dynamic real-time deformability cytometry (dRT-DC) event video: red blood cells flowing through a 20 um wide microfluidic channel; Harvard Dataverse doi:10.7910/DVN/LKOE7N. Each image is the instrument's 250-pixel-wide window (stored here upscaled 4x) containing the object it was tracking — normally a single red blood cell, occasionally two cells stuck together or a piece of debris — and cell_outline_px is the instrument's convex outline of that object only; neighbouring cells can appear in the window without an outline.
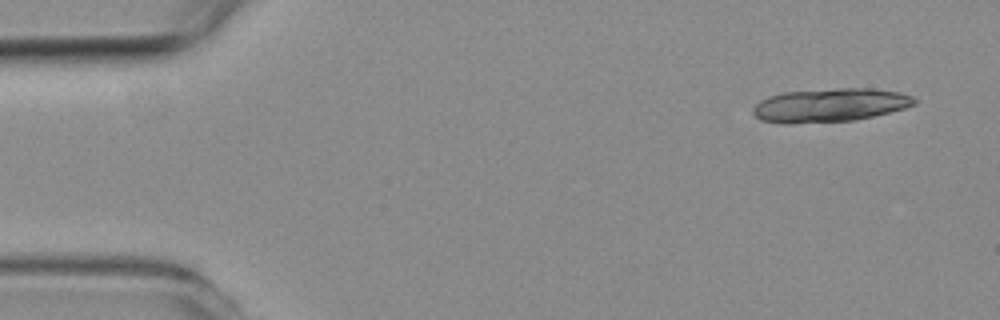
{"species": "common noctule bat (a hibernating species)", "species_latin": "Nyctalus noctula", "temperature_condition": "room temperature", "stored_images_in_passage": 7, "camera_frame_rate_fps": 3000, "um_per_image_px": 0.085, "animal": {"sex": "female", "body_mass_g": 19.3, "forearm_length_mm": 54.1}, "frame": {"image": 1, "passage_image": 1, "time_ms": 0.0, "image_size_px": [1000, 320], "cell_outline_px": [[916, 104], [904, 108], [856, 120], [788, 124], [784, 124], [760, 120], [752, 112], [752, 108], [760, 100], [768, 96], [784, 92], [840, 88], [872, 88], [900, 92], [912, 96], [916, 100]], "centroid_in_image_um": [70.51, 8.94], "position_along_channel_um": 14.5, "area_um2": 31.62}}
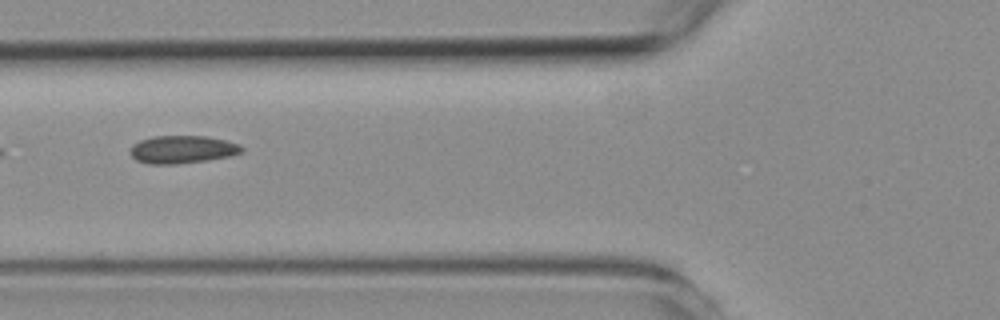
{"frame": {"image": 2, "passage_image": 6, "time_ms": 5.667, "image_size_px": [1000, 320], "cell_outline_px": [[244, 148], [240, 152], [228, 156], [204, 160], [176, 164], [148, 164], [136, 160], [132, 156], [132, 144], [140, 140], [156, 136], [208, 136], [240, 144]], "centroid_in_image_um": [15.49, 12.7], "position_along_channel_um": 110.3, "area_um2": 17.8}}
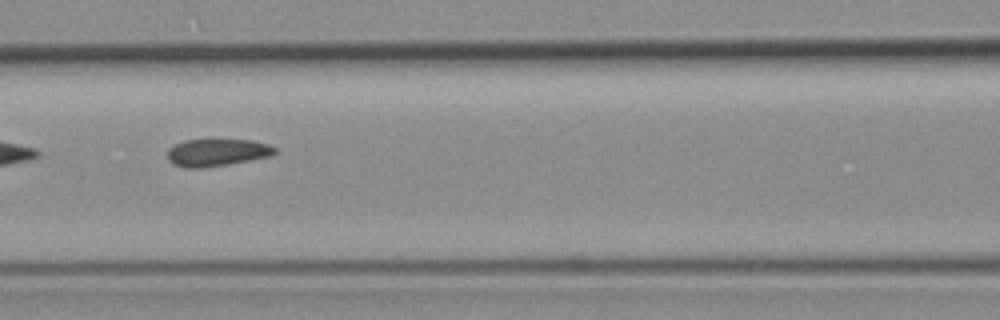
{"frame": {"image": 3, "passage_image": 7, "time_ms": 6.667, "image_size_px": [1000, 320], "cell_outline_px": [[276, 152], [272, 156], [228, 164], [200, 168], [184, 168], [172, 164], [168, 160], [168, 148], [184, 140], [252, 140], [268, 144], [276, 148]], "centroid_in_image_um": [18.43, 12.97], "position_along_channel_um": 148.2, "area_um2": 17.11}}